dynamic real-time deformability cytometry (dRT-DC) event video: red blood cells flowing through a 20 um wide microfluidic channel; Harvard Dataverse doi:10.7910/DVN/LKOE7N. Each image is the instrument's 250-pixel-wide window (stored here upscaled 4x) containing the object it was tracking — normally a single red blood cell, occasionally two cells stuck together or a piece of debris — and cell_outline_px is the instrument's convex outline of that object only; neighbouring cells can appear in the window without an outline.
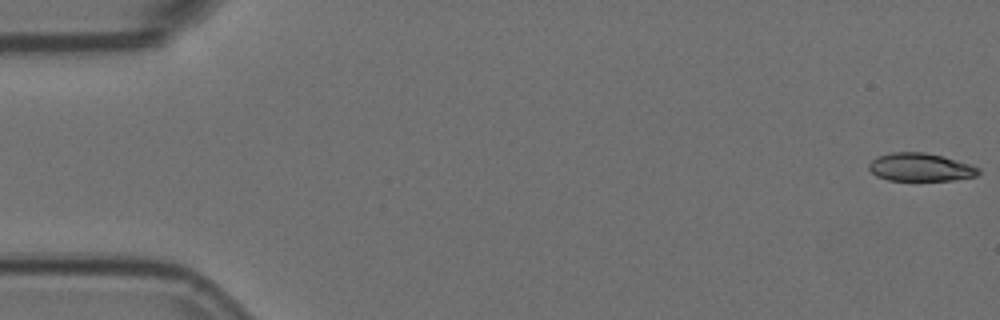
{"species": "Egyptian fruit bat (a non-hibernating species)", "species_latin": "Rousettus aegyptiacus", "temperature_condition": "room temperature", "stored_images_in_passage": 56, "camera_frame_rate_fps": 3000, "um_per_image_px": 0.085, "animal": {"sex": "female"}, "frame": {"image": 1, "passage_image": 1, "time_ms": 0.0, "image_size_px": [1000, 320], "cell_outline_px": [[980, 172], [976, 176], [952, 180], [888, 180], [876, 176], [868, 168], [868, 164], [876, 156], [892, 152], [924, 152], [944, 156], [972, 164], [980, 168]], "centroid_in_image_um": [78.24, 14.2], "position_along_channel_um": 6.8, "area_um2": 18.09}}
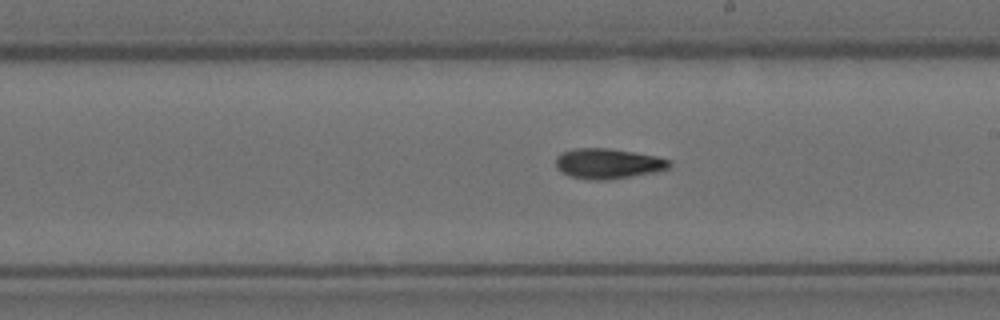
{"frame": {"image": 2, "passage_image": 32, "time_ms": 10.333, "image_size_px": [1000, 320], "cell_outline_px": [[672, 164], [668, 168], [652, 172], [608, 180], [592, 180], [572, 176], [560, 172], [556, 168], [556, 156], [560, 152], [576, 148], [608, 148], [656, 156], [668, 160]], "centroid_in_image_um": [51.61, 13.9], "position_along_channel_um": 237.4, "area_um2": 19.83}}
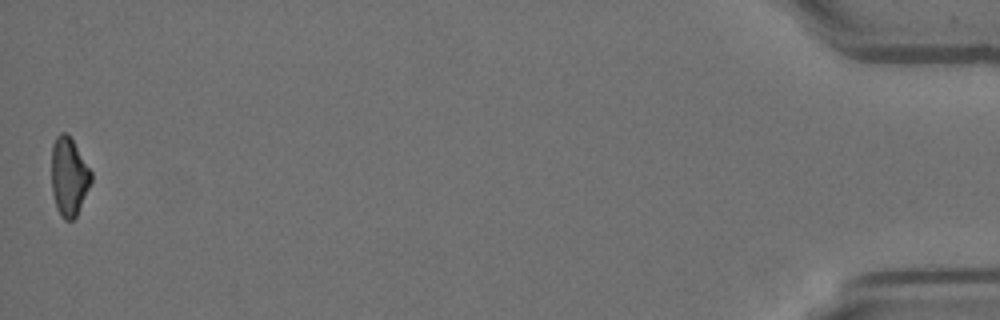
{"frame": {"image": 3, "passage_image": 56, "time_ms": 18.333, "image_size_px": [1000, 320], "cell_outline_px": [[92, 180], [76, 216], [72, 220], [64, 220], [60, 216], [56, 208], [52, 192], [52, 144], [56, 136], [60, 132], [64, 132], [72, 140], [92, 172]], "centroid_in_image_um": [5.84, 15.03], "position_along_channel_um": 429.4, "area_um2": 17.98}, "authors_computed_cell_mechanics": {"area_um2": 19.1896, "velocity_mm_per_s": 3.627, "shape_relaxation_time_tau1_ms": null, "shape_relaxation_time_tau2_ms": 6.9843, "deformation_change_tau1": null, "deformation_change_tau2": 0.1379}}